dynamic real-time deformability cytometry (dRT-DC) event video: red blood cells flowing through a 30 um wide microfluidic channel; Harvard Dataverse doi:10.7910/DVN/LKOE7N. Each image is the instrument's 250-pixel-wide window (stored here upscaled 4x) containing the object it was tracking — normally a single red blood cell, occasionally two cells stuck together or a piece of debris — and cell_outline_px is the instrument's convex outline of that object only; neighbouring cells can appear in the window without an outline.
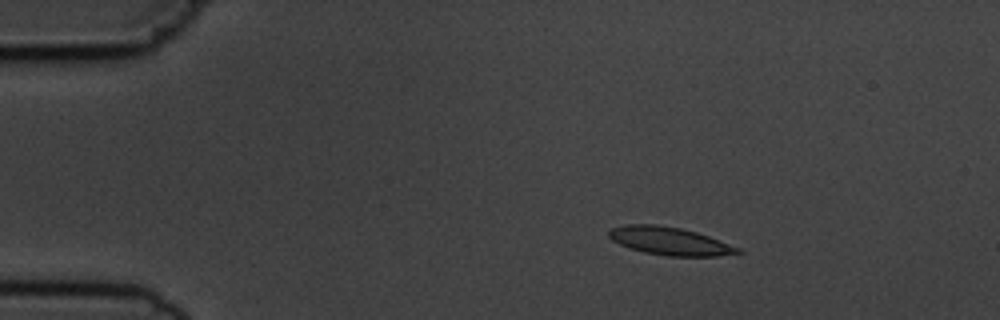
{"species": "common noctule bat (a hibernating species)", "species_latin": "Nyctalus noctula", "temperature_condition": "cold", "stored_images_in_passage": 5, "camera_frame_rate_fps": 3000, "um_per_image_px": 0.085, "animal": {"sex": "male", "body_mass_g": 19.5, "forearm_length_mm": 54.6}, "frame": {"image": 1, "passage_image": 3, "time_ms": 3.0, "image_size_px": [1000, 320], "cell_outline_px": [[744, 252], [716, 256], [668, 256], [644, 252], [628, 248], [612, 240], [608, 236], [608, 232], [612, 228], [624, 224], [656, 224], [680, 228], [696, 232], [708, 236], [740, 248]], "centroid_in_image_um": [56.89, 20.49], "position_along_channel_um": 28.1, "area_um2": 20.92}}